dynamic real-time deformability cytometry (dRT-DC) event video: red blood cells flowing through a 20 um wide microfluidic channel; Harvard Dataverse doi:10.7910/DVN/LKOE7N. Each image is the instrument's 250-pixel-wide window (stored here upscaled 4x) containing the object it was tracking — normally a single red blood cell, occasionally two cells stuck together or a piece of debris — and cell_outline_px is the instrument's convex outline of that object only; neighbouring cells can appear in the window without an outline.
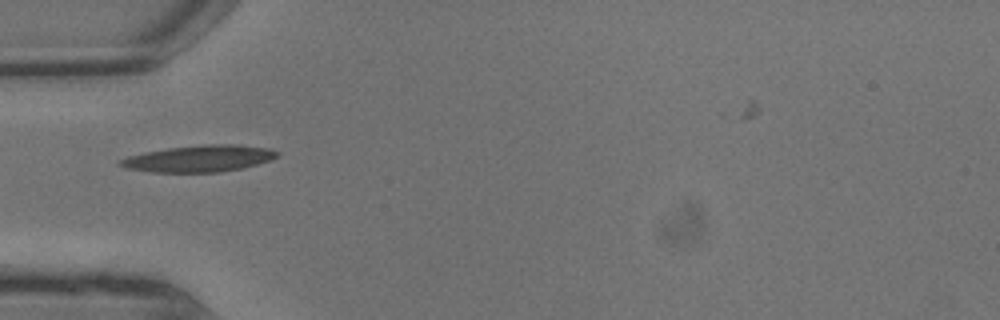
{"species": "common noctule bat (a hibernating species)", "species_latin": "Nyctalus noctula", "temperature_condition": "warm", "stored_images_in_passage": 3, "camera_frame_rate_fps": 3000, "um_per_image_px": 0.085, "animal": {"sex": "male", "body_mass_g": 13.3}, "frame": {"image": 1, "passage_image": 1, "time_ms": 0.0, "image_size_px": [1000, 320], "cell_outline_px": [[280, 152], [272, 160], [244, 168], [220, 172], [152, 172], [124, 168], [116, 164], [120, 160], [128, 156], [168, 148], [212, 144], [236, 144], [272, 148]], "centroid_in_image_um": [16.98, 13.48], "position_along_channel_um": 68.0, "area_um2": 24.39}}
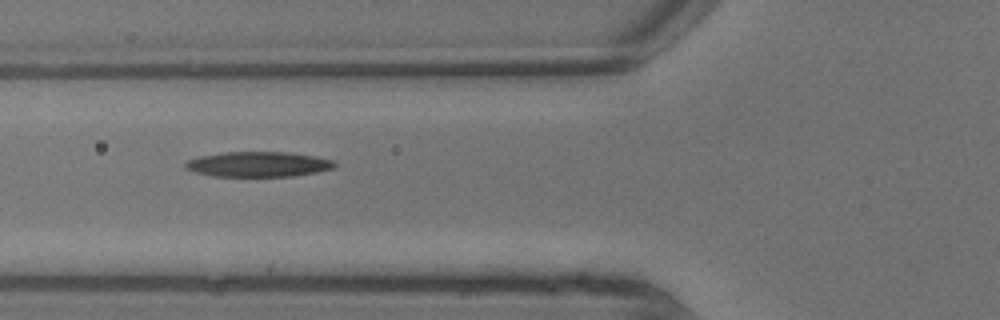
{"frame": {"image": 2, "passage_image": 2, "time_ms": 0.333, "image_size_px": [1000, 320], "cell_outline_px": [[336, 168], [316, 172], [292, 176], [212, 176], [196, 172], [184, 168], [184, 164], [188, 160], [196, 156], [224, 152], [288, 152], [316, 156], [336, 160]], "centroid_in_image_um": [21.97, 13.95], "position_along_channel_um": 103.8, "area_um2": 22.08}}
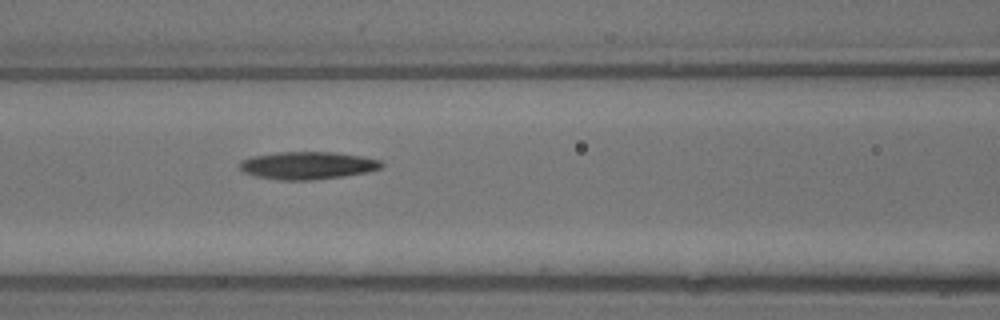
{"frame": {"image": 3, "passage_image": 3, "time_ms": 0.667, "image_size_px": [1000, 320], "cell_outline_px": [[384, 164], [380, 168], [368, 172], [344, 176], [312, 180], [276, 180], [256, 176], [244, 172], [240, 168], [240, 160], [252, 156], [280, 152], [332, 152], [364, 156], [380, 160]], "centroid_in_image_um": [26.15, 14.06], "position_along_channel_um": 140.4, "area_um2": 22.89}}